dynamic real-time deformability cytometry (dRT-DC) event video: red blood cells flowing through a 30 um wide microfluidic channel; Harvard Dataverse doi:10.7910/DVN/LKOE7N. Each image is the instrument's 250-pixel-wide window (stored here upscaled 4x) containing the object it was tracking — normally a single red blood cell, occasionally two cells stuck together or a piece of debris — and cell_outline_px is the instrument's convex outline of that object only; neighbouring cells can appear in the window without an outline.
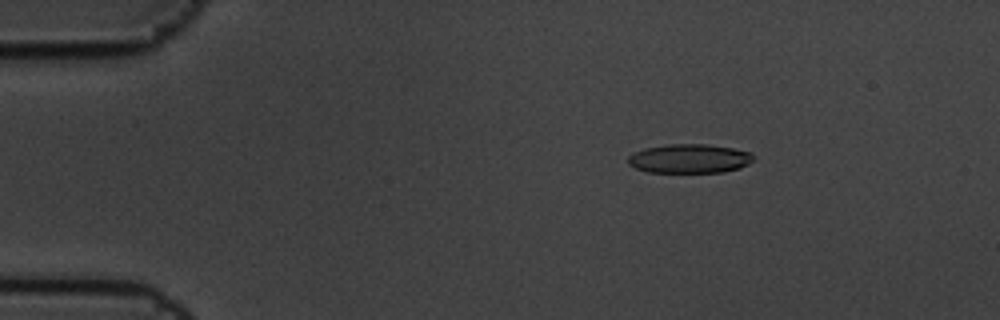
{"species": "common noctule bat (a hibernating species)", "species_latin": "Nyctalus noctula", "temperature_condition": "cold", "stored_images_in_passage": 9, "camera_frame_rate_fps": 3000, "um_per_image_px": 0.085, "animal": {"sex": "male", "body_mass_g": 19.5, "forearm_length_mm": 54.6}, "frame": {"image": 1, "passage_image": 3, "time_ms": 0.667, "image_size_px": [1000, 320], "cell_outline_px": [[752, 160], [748, 164], [740, 168], [724, 172], [648, 172], [636, 168], [628, 164], [628, 156], [644, 148], [668, 144], [708, 144], [732, 148], [752, 152]], "centroid_in_image_um": [58.61, 13.48], "position_along_channel_um": 26.4, "area_um2": 21.21}}
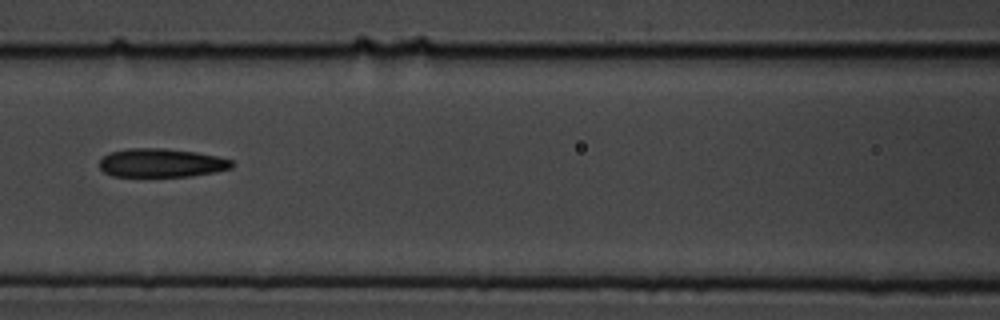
{"frame": {"image": 2, "passage_image": 7, "time_ms": 2.0, "image_size_px": [1000, 320], "cell_outline_px": [[236, 164], [232, 168], [216, 172], [192, 176], [112, 176], [104, 172], [100, 168], [100, 160], [108, 152], [128, 148], [164, 148], [196, 152], [216, 156], [232, 160]], "centroid_in_image_um": [13.74, 13.84], "position_along_channel_um": 152.9, "area_um2": 22.25}}
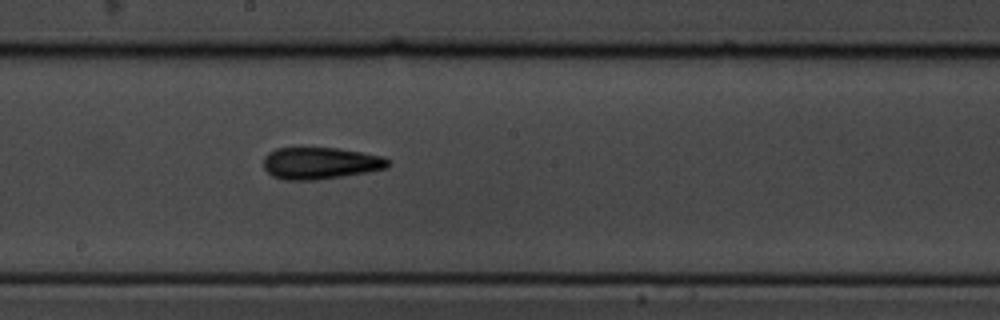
{"frame": {"image": 3, "passage_image": 9, "time_ms": 2.667, "image_size_px": [1000, 320], "cell_outline_px": [[392, 160], [388, 168], [368, 172], [344, 176], [316, 180], [284, 180], [272, 176], [264, 168], [264, 156], [268, 152], [276, 148], [336, 148], [384, 156]], "centroid_in_image_um": [27.26, 13.87], "position_along_channel_um": 220.9, "area_um2": 23.35}}